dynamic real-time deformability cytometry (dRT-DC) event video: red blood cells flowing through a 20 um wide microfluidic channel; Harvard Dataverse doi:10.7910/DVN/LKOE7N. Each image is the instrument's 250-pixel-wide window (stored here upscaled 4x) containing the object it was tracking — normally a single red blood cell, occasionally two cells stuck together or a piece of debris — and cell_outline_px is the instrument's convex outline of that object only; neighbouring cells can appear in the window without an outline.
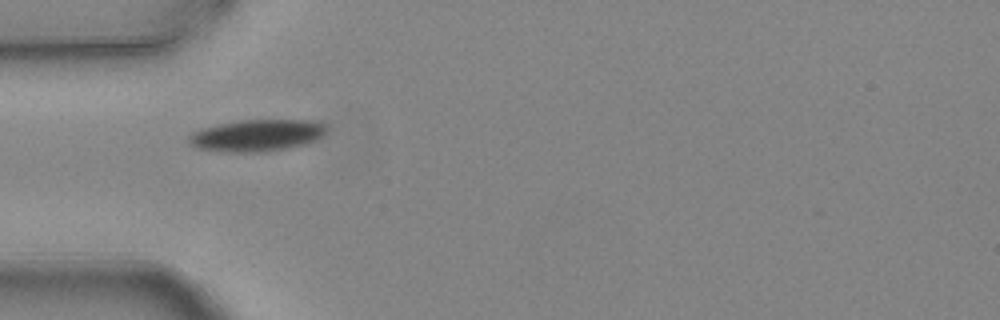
{"species": "common noctule bat (a hibernating species)", "species_latin": "Nyctalus noctula", "temperature_condition": "warm", "stored_images_in_passage": 6, "camera_frame_rate_fps": 3000, "um_per_image_px": 0.085, "animal": {"sex": "female", "body_mass_g": 24.6, "forearm_length_mm": 56.2}, "frame": {"image": 1, "passage_image": 4, "time_ms": 1.0, "image_size_px": [1000, 320], "cell_outline_px": [[324, 132], [320, 136], [304, 144], [288, 148], [264, 152], [228, 152], [200, 148], [188, 144], [188, 136], [192, 132], [200, 128], [240, 120], [312, 120], [324, 124]], "centroid_in_image_um": [21.76, 11.51], "position_along_channel_um": 63.2, "area_um2": 25.26}}
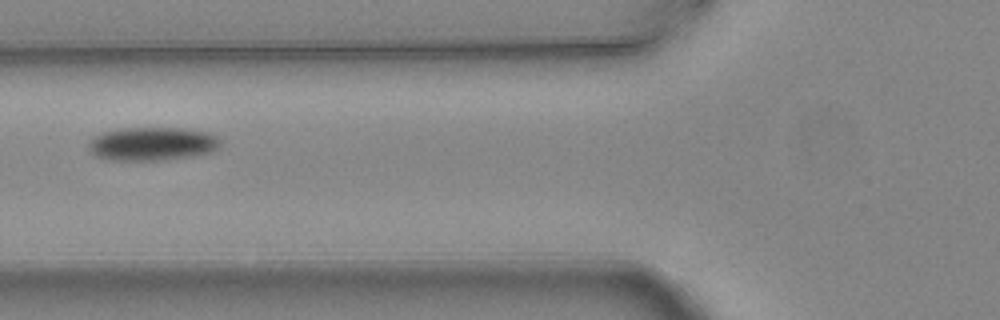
{"frame": {"image": 2, "passage_image": 5, "time_ms": 1.333, "image_size_px": [1000, 320], "cell_outline_px": [[220, 144], [212, 152], [196, 156], [160, 160], [104, 160], [88, 152], [88, 144], [100, 132], [120, 128], [184, 128], [208, 132], [216, 136], [220, 140]], "centroid_in_image_um": [12.91, 12.23], "position_along_channel_um": 112.9, "area_um2": 26.01}}
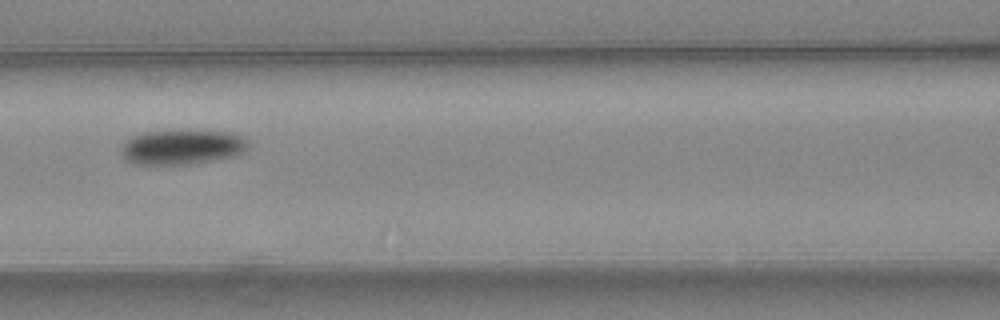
{"frame": {"image": 3, "passage_image": 6, "time_ms": 1.667, "image_size_px": [1000, 320], "cell_outline_px": [[248, 148], [244, 152], [236, 156], [188, 164], [136, 164], [124, 160], [120, 152], [120, 144], [128, 136], [140, 132], [168, 128], [188, 128], [232, 132], [244, 136], [248, 140]], "centroid_in_image_um": [15.43, 12.43], "position_along_channel_um": 151.2, "area_um2": 27.46}}